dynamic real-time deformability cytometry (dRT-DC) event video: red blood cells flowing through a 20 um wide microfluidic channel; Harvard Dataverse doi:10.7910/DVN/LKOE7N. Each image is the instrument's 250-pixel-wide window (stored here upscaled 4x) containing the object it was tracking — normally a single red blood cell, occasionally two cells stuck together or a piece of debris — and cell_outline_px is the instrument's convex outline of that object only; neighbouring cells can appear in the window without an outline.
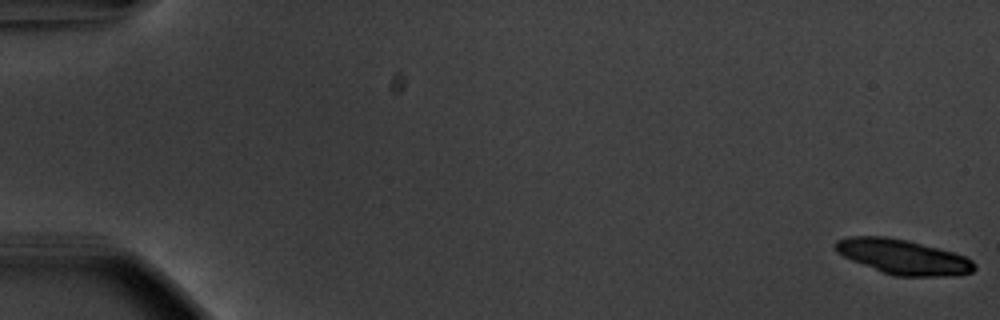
{"species": "common noctule bat (a hibernating species)", "species_latin": "Nyctalus noctula", "temperature_condition": "warm", "stored_images_in_passage": 14, "camera_frame_rate_fps": 3000, "um_per_image_px": 0.085, "animal": {"sex": "male", "body_mass_g": 20.1, "forearm_length_mm": 53.5}, "frame": {"image": 1, "passage_image": 1, "time_ms": 0.0, "image_size_px": [1000, 320], "cell_outline_px": [[976, 268], [972, 272], [952, 276], [896, 276], [880, 272], [852, 260], [836, 252], [836, 240], [848, 236], [884, 236], [908, 240], [952, 252], [964, 256], [972, 260], [976, 264]], "centroid_in_image_um": [76.76, 21.83], "position_along_channel_um": 8.2, "area_um2": 28.15}}